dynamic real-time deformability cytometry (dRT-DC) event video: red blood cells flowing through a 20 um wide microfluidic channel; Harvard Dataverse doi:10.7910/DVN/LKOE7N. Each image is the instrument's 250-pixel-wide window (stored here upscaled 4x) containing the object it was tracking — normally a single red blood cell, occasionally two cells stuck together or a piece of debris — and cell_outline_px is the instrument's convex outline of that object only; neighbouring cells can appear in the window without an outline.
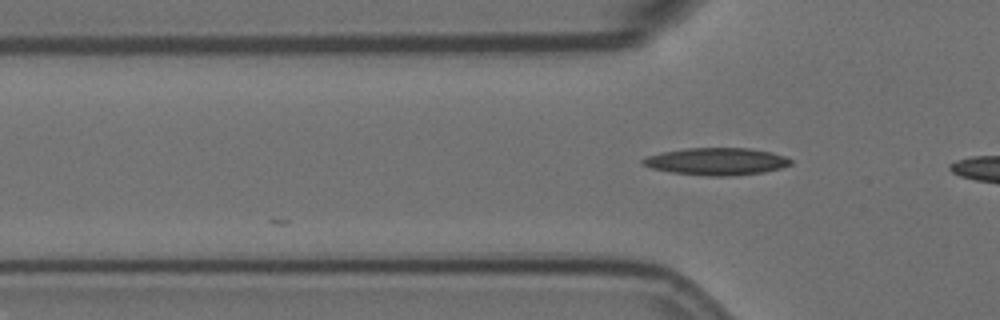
{"species": "Egyptian fruit bat (a non-hibernating species)", "species_latin": "Rousettus aegyptiacus", "temperature_condition": "room temperature", "stored_images_in_passage": 4, "camera_frame_rate_fps": 3000, "um_per_image_px": 0.085, "animal": {"sex": "female"}, "frame": {"image": 1, "passage_image": 4, "time_ms": 1.0, "image_size_px": [1000, 320], "cell_outline_px": [[792, 164], [780, 168], [764, 172], [732, 176], [708, 176], [672, 172], [652, 168], [640, 164], [640, 160], [644, 156], [660, 152], [684, 148], [748, 148], [772, 152], [784, 156], [792, 160]], "centroid_in_image_um": [60.86, 13.72], "position_along_channel_um": 64.9, "area_um2": 23.7}}